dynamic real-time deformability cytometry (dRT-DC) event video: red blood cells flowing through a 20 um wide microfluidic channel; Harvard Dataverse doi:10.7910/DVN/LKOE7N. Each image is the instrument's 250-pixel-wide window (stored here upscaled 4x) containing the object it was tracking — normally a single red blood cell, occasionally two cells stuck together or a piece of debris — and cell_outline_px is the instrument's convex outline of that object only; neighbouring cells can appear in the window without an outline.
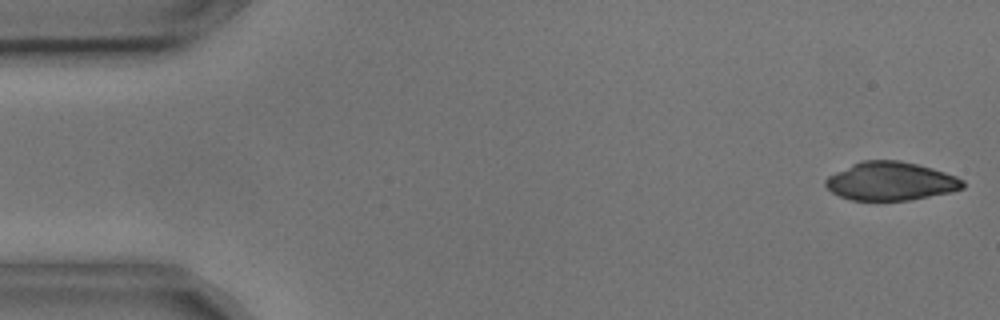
{"species": "common noctule bat (a hibernating species)", "species_latin": "Nyctalus noctula", "temperature_condition": "cold", "stored_images_in_passage": 5, "camera_frame_rate_fps": 3000, "um_per_image_px": 0.085, "animal": {"sex": "male", "body_mass_g": 17.9, "forearm_length_mm": 54.2}, "frame": {"image": 1, "passage_image": 1, "time_ms": 0.0, "image_size_px": [1000, 320], "cell_outline_px": [[964, 188], [952, 192], [908, 200], [852, 200], [840, 196], [832, 192], [824, 184], [824, 180], [828, 176], [852, 164], [864, 160], [900, 160], [932, 168], [956, 176], [964, 180]], "centroid_in_image_um": [75.72, 15.4], "position_along_channel_um": 9.3, "area_um2": 30.63}}